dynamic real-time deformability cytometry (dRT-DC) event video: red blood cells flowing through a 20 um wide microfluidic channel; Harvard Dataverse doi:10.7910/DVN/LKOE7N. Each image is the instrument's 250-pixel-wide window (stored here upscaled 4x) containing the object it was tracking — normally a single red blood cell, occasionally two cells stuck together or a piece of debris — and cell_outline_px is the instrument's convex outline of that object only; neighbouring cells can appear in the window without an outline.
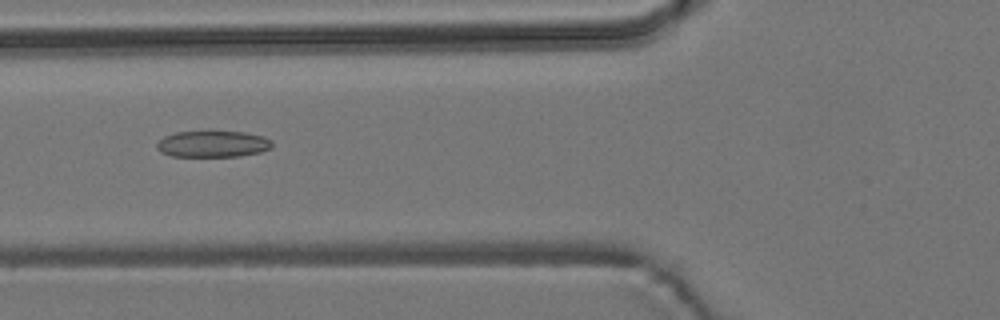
{"species": "common noctule bat (a hibernating species)", "species_latin": "Nyctalus noctula", "temperature_condition": "room temperature", "stored_images_in_passage": 7, "camera_frame_rate_fps": 3000, "um_per_image_px": 0.085, "animal": {"sex": "male", "body_mass_g": 19.2, "forearm_length_mm": 51.8}, "frame": {"image": 1, "passage_image": 5, "time_ms": 5.333, "image_size_px": [1000, 320], "cell_outline_px": [[272, 148], [260, 152], [240, 156], [172, 156], [160, 152], [156, 144], [164, 136], [176, 132], [244, 132], [264, 136], [272, 140]], "centroid_in_image_um": [18.12, 12.24], "position_along_channel_um": 107.7, "area_um2": 17.63}}
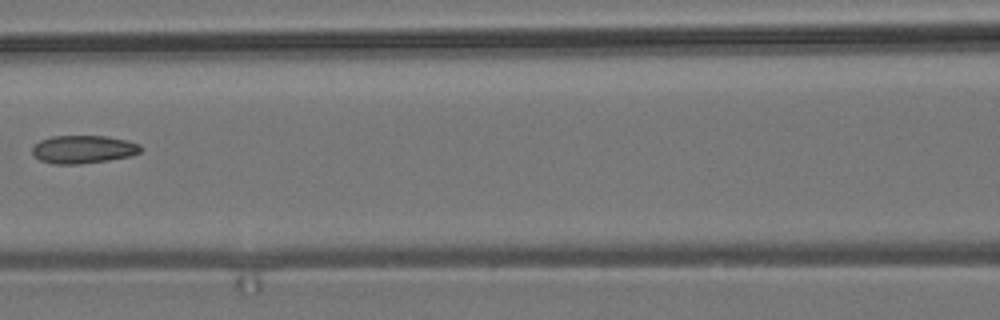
{"frame": {"image": 2, "passage_image": 6, "time_ms": 6.667, "image_size_px": [1000, 320], "cell_outline_px": [[144, 148], [140, 152], [132, 156], [108, 160], [80, 164], [52, 164], [40, 160], [32, 152], [32, 148], [40, 140], [52, 136], [104, 136], [128, 140], [140, 144]], "centroid_in_image_um": [7.12, 12.69], "position_along_channel_um": 159.5, "area_um2": 17.8}}
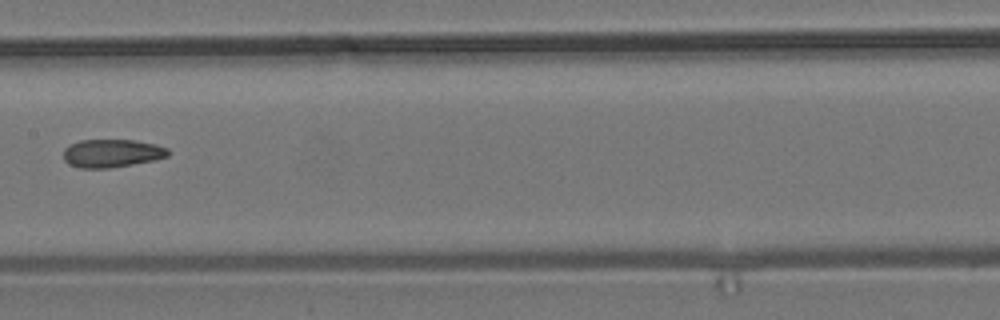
{"frame": {"image": 3, "passage_image": 7, "time_ms": 7.667, "image_size_px": [1000, 320], "cell_outline_px": [[168, 156], [152, 160], [132, 164], [108, 168], [80, 168], [68, 164], [64, 160], [64, 148], [68, 144], [80, 140], [132, 140], [156, 144], [168, 148]], "centroid_in_image_um": [9.46, 13.02], "position_along_channel_um": 197.9, "area_um2": 17.11}}